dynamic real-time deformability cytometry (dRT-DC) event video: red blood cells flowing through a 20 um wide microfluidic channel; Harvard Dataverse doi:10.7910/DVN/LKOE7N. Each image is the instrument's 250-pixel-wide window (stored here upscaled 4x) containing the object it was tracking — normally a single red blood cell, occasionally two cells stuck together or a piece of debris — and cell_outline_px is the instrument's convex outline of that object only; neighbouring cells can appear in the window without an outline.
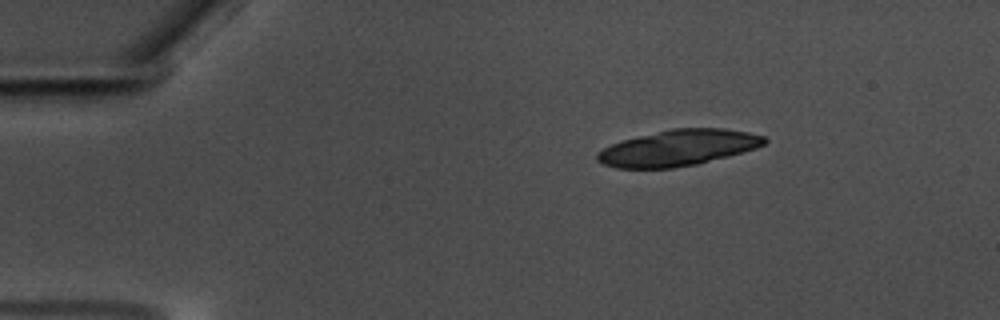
{"species": "common noctule bat (a hibernating species)", "species_latin": "Nyctalus noctula", "temperature_condition": "warm", "stored_images_in_passage": 13, "camera_frame_rate_fps": 3000, "um_per_image_px": 0.085, "animal": {"sex": "male", "body_mass_g": 17.5, "forearm_length_mm": 52.3}, "frame": {"image": 1, "passage_image": 1, "time_ms": 0.0, "image_size_px": [1000, 320], "cell_outline_px": [[768, 140], [764, 144], [756, 148], [728, 156], [696, 164], [672, 168], [616, 168], [604, 164], [596, 160], [596, 152], [612, 144], [624, 140], [672, 128], [724, 128], [748, 132], [764, 136]], "centroid_in_image_um": [57.65, 12.57], "position_along_channel_um": 27.3, "area_um2": 34.8}}